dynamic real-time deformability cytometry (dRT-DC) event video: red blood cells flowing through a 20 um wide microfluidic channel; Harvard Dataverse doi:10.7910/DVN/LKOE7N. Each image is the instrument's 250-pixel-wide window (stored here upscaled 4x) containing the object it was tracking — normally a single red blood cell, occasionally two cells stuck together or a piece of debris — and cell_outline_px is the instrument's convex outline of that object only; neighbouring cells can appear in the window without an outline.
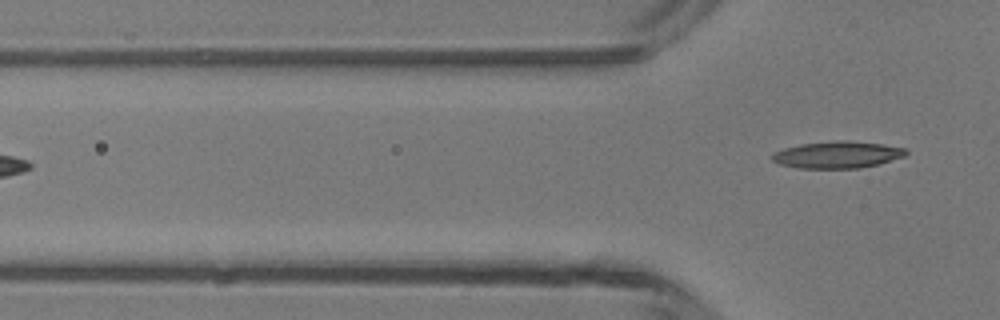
{"species": "common noctule bat (a hibernating species)", "species_latin": "Nyctalus noctula", "temperature_condition": "room temperature", "stored_images_in_passage": 5, "camera_frame_rate_fps": 3000, "um_per_image_px": 0.085, "animal": {"sex": "male", "body_mass_g": 13.3}, "frame": {"image": 1, "passage_image": 5, "time_ms": 4.667, "image_size_px": [1000, 320], "cell_outline_px": [[908, 152], [904, 156], [880, 164], [860, 168], [796, 168], [780, 164], [772, 160], [768, 156], [784, 148], [800, 144], [836, 140], [848, 140], [880, 144], [908, 148]], "centroid_in_image_um": [71.18, 13.15], "position_along_channel_um": 54.6, "area_um2": 21.1}}